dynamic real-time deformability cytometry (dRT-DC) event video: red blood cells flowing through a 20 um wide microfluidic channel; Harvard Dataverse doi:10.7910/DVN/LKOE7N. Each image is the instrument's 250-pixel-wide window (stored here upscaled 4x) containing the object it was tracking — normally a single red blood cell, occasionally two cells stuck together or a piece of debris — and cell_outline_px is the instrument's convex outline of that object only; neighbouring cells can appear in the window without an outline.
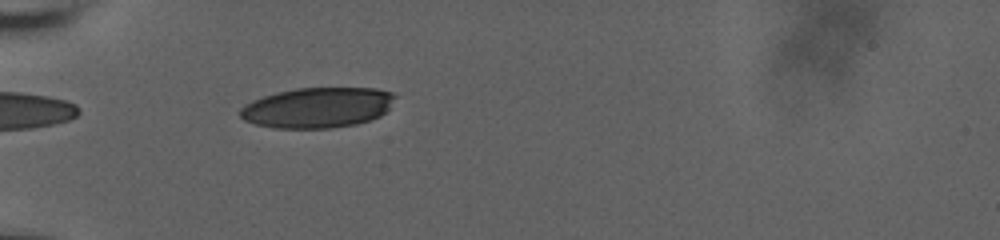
{"species": "human", "species_latin": "Homo sapiens", "temperature_condition": "room temperature", "stored_images_in_passage": 8, "camera_frame_rate_fps": 3000, "um_per_image_px": 0.085, "donor": {"sex": "male"}, "frame": {"image": 1, "passage_image": 2, "time_ms": 0.333, "image_size_px": [1000, 240], "cell_outline_px": [[396, 96], [388, 108], [380, 116], [356, 124], [332, 128], [272, 128], [256, 124], [244, 120], [240, 116], [240, 108], [244, 104], [252, 100], [276, 92], [296, 88], [376, 88], [396, 92]], "centroid_in_image_um": [26.98, 9.14], "position_along_channel_um": 58.0, "area_um2": 36.59}}
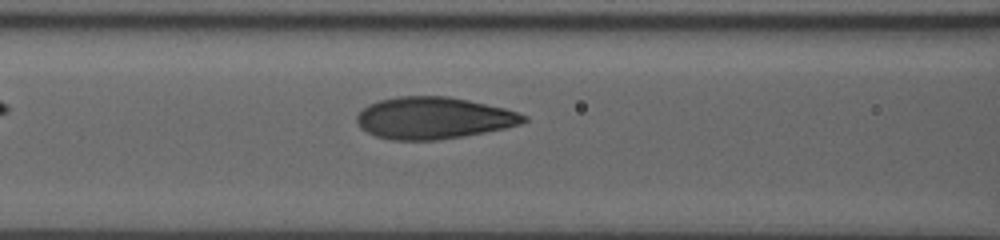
{"frame": {"image": 2, "passage_image": 6, "time_ms": 1.667, "image_size_px": [1000, 240], "cell_outline_px": [[528, 120], [520, 124], [504, 128], [464, 136], [436, 140], [392, 140], [376, 136], [360, 128], [356, 120], [356, 116], [368, 104], [380, 100], [400, 96], [448, 96], [468, 100], [504, 108], [528, 116]], "centroid_in_image_um": [36.84, 10.03], "position_along_channel_um": 129.8, "area_um2": 40.52}}
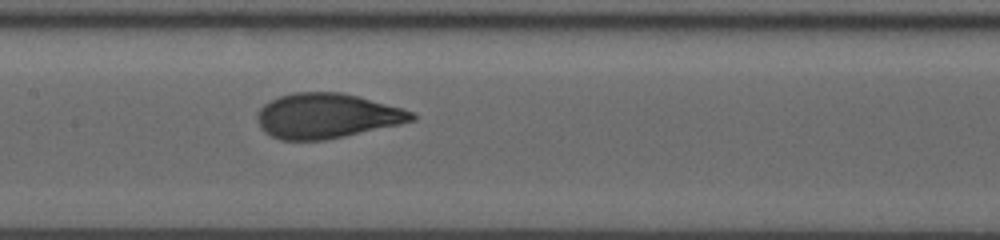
{"frame": {"image": 3, "passage_image": 8, "time_ms": 2.333, "image_size_px": [1000, 240], "cell_outline_px": [[416, 120], [400, 124], [344, 136], [324, 140], [280, 140], [264, 132], [260, 128], [256, 116], [260, 108], [264, 104], [280, 96], [292, 92], [340, 92], [356, 96], [400, 108], [412, 112], [416, 116]], "centroid_in_image_um": [27.73, 9.85], "position_along_channel_um": 179.7, "area_um2": 40.11}}